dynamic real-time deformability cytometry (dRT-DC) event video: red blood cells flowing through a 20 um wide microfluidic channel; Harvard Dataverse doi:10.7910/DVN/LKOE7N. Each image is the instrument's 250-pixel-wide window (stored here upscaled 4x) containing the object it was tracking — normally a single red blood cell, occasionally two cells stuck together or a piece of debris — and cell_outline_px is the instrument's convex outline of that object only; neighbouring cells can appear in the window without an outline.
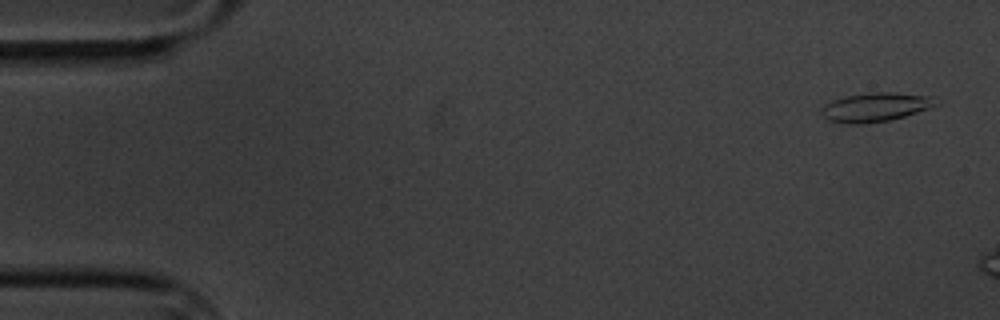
{"species": "common noctule bat (a hibernating species)", "species_latin": "Nyctalus noctula", "temperature_condition": "cold", "stored_images_in_passage": 4, "camera_frame_rate_fps": 3000, "um_per_image_px": 0.085, "animal": {"sex": "male", "body_mass_g": 20.1, "forearm_length_mm": 53.5}, "frame": {"image": 1, "passage_image": 1, "time_ms": 0.0, "image_size_px": [1000, 320], "cell_outline_px": [[940, 104], [932, 108], [904, 116], [888, 120], [864, 124], [848, 124], [828, 120], [820, 112], [824, 104], [832, 100], [848, 96], [868, 92], [896, 92], [936, 96]], "centroid_in_image_um": [74.49, 9.09], "position_along_channel_um": 10.5, "area_um2": 19.65}}